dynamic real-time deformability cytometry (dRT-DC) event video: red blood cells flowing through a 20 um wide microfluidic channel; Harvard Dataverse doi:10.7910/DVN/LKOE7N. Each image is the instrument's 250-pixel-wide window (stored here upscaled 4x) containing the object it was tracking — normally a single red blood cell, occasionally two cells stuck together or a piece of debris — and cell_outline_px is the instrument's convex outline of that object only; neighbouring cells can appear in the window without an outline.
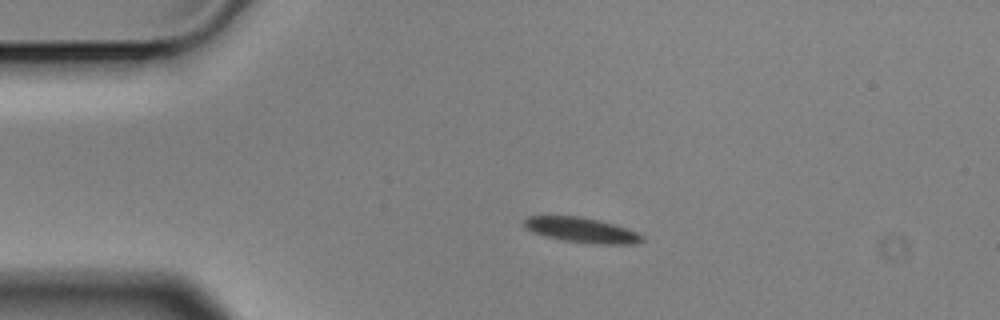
{"species": "Egyptian fruit bat (a non-hibernating species)", "species_latin": "Rousettus aegyptiacus", "temperature_condition": "cold", "stored_images_in_passage": 4, "camera_frame_rate_fps": 3000, "um_per_image_px": 0.085, "animal": {"sex": "male"}, "frame": {"image": 1, "passage_image": 3, "time_ms": 0.667, "image_size_px": [1000, 320], "cell_outline_px": [[644, 240], [636, 244], [592, 244], [564, 240], [544, 236], [532, 232], [524, 228], [524, 220], [528, 216], [576, 216], [596, 220], [612, 224], [636, 232], [644, 236]], "centroid_in_image_um": [49.41, 19.57], "position_along_channel_um": 35.6, "area_um2": 17.05}}